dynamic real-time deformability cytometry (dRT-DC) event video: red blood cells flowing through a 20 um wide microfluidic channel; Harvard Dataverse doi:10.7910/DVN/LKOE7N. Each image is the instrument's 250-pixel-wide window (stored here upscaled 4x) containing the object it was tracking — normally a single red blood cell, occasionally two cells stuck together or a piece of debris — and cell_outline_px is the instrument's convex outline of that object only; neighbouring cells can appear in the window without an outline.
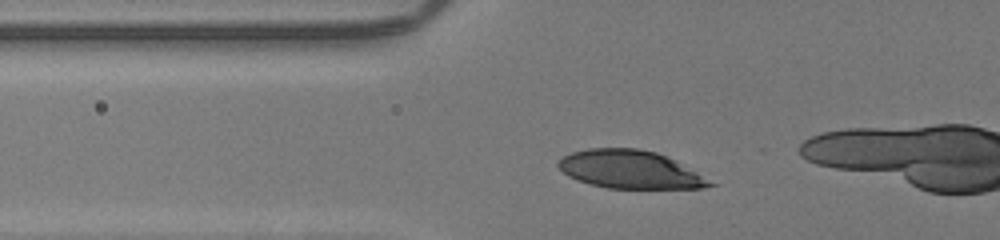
{"species": "human", "species_latin": "Homo sapiens", "temperature_condition": "room temperature", "stored_images_in_passage": 42, "camera_frame_rate_fps": 3000, "um_per_image_px": 0.085, "donor": {"sex": "male"}, "frame": {"image": 1, "passage_image": 16, "time_ms": 5.0, "image_size_px": [1000, 240], "cell_outline_px": [[720, 184], [704, 188], [608, 188], [576, 180], [568, 176], [556, 164], [564, 156], [572, 152], [588, 148], [640, 148], [656, 152]], "centroid_in_image_um": [53.56, 14.41], "position_along_channel_um": 72.2, "area_um2": 33.35}}
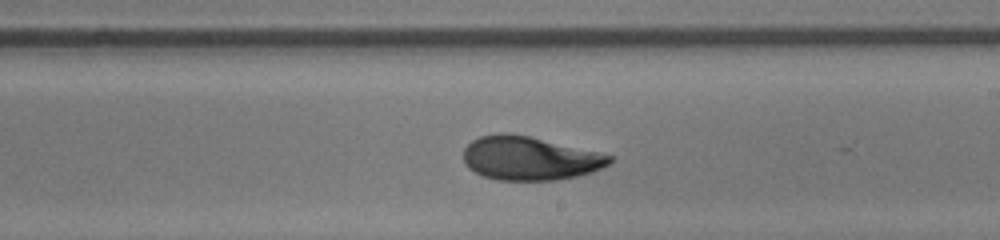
{"frame": {"image": 2, "passage_image": 29, "time_ms": 9.333, "image_size_px": [1000, 240], "cell_outline_px": [[612, 160], [608, 164], [592, 172], [576, 176], [556, 180], [496, 180], [484, 176], [468, 168], [464, 160], [464, 148], [472, 140], [480, 136], [496, 132], [508, 132], [528, 136], [596, 152], [612, 156]], "centroid_in_image_um": [44.96, 13.45], "position_along_channel_um": 244.0, "area_um2": 36.88}}
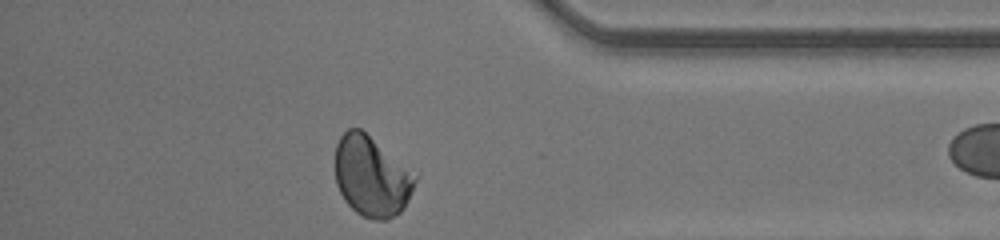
{"frame": {"image": 3, "passage_image": 41, "time_ms": 13.333, "image_size_px": [1000, 240], "cell_outline_px": [[416, 180], [408, 200], [404, 208], [400, 212], [388, 220], [376, 220], [364, 216], [356, 212], [344, 200], [336, 184], [336, 144], [340, 136], [348, 128], [360, 128], [416, 176]], "centroid_in_image_um": [31.54, 15.02], "position_along_channel_um": 403.7, "area_um2": 36.7}}